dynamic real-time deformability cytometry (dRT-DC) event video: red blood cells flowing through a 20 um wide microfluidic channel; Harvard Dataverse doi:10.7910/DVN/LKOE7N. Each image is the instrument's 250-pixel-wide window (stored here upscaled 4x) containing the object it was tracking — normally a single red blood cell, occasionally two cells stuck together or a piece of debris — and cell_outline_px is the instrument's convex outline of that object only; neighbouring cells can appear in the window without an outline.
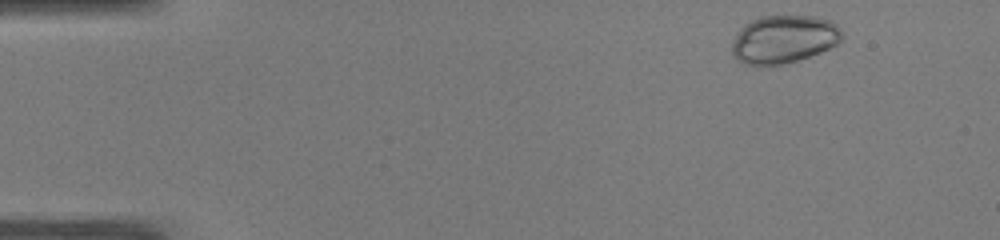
{"species": "common noctule bat (a hibernating species)", "species_latin": "Nyctalus noctula", "temperature_condition": "warm", "stored_images_in_passage": 47, "camera_frame_rate_fps": 3000, "um_per_image_px": 0.085, "animal": {"sex": "male", "body_mass_g": 19.0, "forearm_length_mm": 50.8}, "frame": {"image": 1, "passage_image": 2, "time_ms": 0.333, "image_size_px": [1000, 240], "cell_outline_px": [[840, 40], [836, 44], [820, 52], [796, 60], [780, 64], [760, 68], [744, 64], [732, 56], [732, 44], [736, 32], [744, 24], [760, 16], [816, 16], [832, 20], [840, 28]], "centroid_in_image_um": [66.56, 3.35], "position_along_channel_um": 18.4, "area_um2": 31.04}}
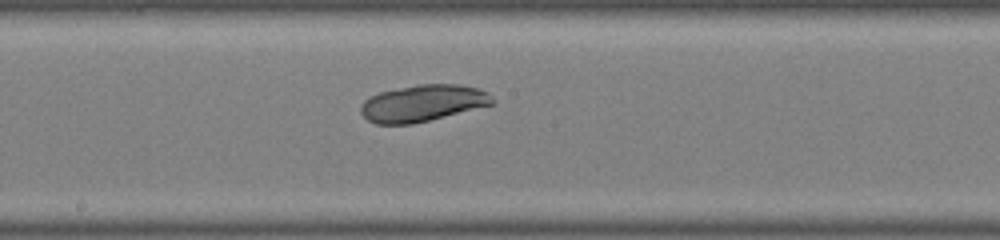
{"frame": {"image": 2, "passage_image": 24, "time_ms": 7.667, "image_size_px": [1000, 240], "cell_outline_px": [[496, 100], [492, 104], [412, 124], [376, 124], [368, 120], [360, 112], [360, 108], [364, 100], [368, 96], [380, 92], [416, 84], [460, 84], [480, 88], [488, 92]], "centroid_in_image_um": [35.92, 8.75], "position_along_channel_um": 212.3, "area_um2": 28.09}}
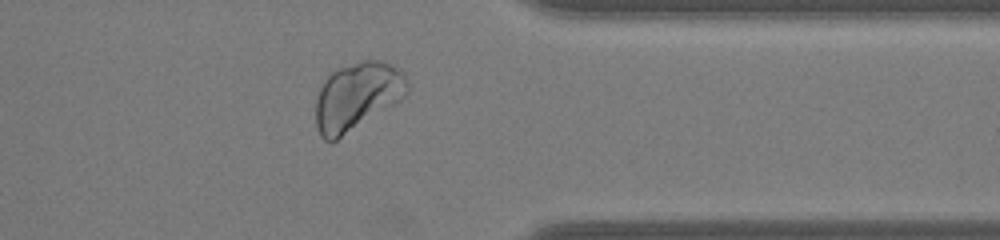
{"frame": {"image": 3, "passage_image": 37, "time_ms": 12.0, "image_size_px": [1000, 240], "cell_outline_px": [[408, 92], [400, 100], [336, 140], [324, 140], [320, 136], [316, 124], [316, 100], [320, 88], [324, 80], [332, 72], [340, 68], [360, 60], [384, 60], [400, 68], [404, 72], [408, 80]], "centroid_in_image_um": [30.38, 8.15], "position_along_channel_um": 381.0, "area_um2": 36.07}}